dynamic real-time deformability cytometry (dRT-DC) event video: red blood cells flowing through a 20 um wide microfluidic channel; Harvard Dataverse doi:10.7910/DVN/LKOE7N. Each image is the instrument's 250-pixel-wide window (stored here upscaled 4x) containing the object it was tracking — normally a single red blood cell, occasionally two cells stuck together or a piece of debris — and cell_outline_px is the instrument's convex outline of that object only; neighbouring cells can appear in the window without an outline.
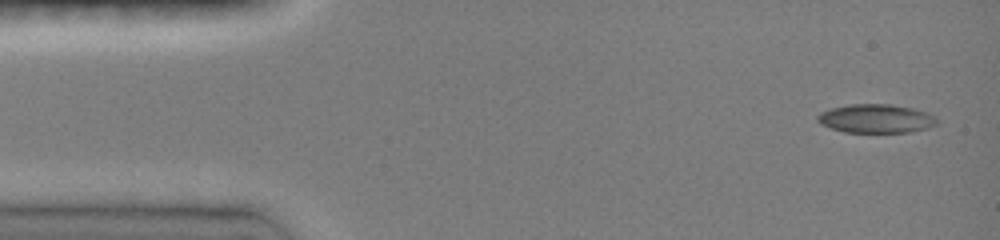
{"species": "common noctule bat (a hibernating species)", "species_latin": "Nyctalus noctula", "temperature_condition": "room temperature", "stored_images_in_passage": 6, "camera_frame_rate_fps": 3000, "um_per_image_px": 0.085, "animal": {"sex": "female", "body_mass_g": 19.0, "forearm_length_mm": 51.5}, "frame": {"image": 1, "passage_image": 1, "time_ms": 0.0, "image_size_px": [1000, 240], "cell_outline_px": [[936, 124], [928, 128], [908, 132], [844, 132], [820, 124], [816, 120], [816, 116], [820, 112], [832, 108], [848, 104], [892, 104], [912, 108], [928, 112], [936, 120]], "centroid_in_image_um": [74.42, 10.07], "position_along_channel_um": 10.6, "area_um2": 19.94}}
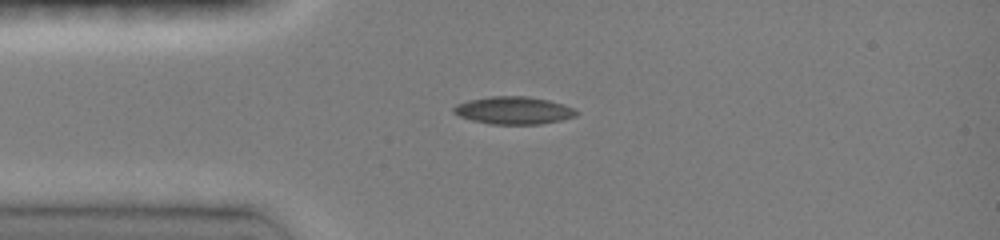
{"frame": {"image": 2, "passage_image": 5, "time_ms": 3.0, "image_size_px": [1000, 240], "cell_outline_px": [[580, 112], [576, 116], [560, 120], [540, 124], [492, 124], [472, 120], [460, 116], [452, 112], [452, 108], [456, 104], [468, 100], [492, 96], [528, 96], [548, 100], [564, 104]], "centroid_in_image_um": [43.65, 9.38], "position_along_channel_um": 41.3, "area_um2": 19.71}}